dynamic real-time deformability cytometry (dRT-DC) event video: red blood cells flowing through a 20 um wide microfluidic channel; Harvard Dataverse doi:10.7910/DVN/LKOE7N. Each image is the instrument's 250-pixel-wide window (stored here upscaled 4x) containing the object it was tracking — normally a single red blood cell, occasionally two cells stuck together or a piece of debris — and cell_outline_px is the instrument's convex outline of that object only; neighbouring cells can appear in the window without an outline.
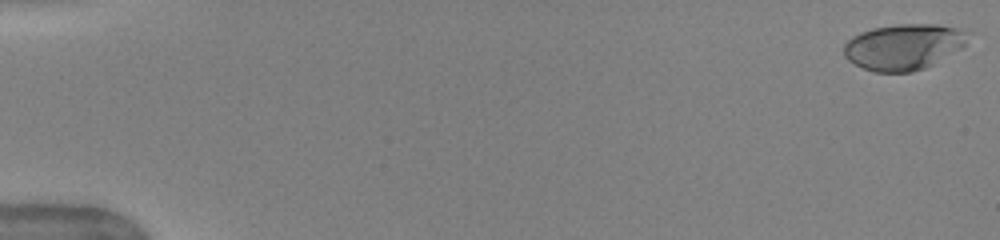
{"species": "human", "species_latin": "Homo sapiens", "temperature_condition": "warm", "stored_images_in_passage": 51, "camera_frame_rate_fps": 3000, "um_per_image_px": 0.085, "donor": {"sex": "female"}, "frame": {"image": 1, "passage_image": 1, "time_ms": 0.0, "image_size_px": [1000, 240], "cell_outline_px": [[964, 44], [960, 48], [924, 68], [912, 72], [876, 72], [864, 68], [848, 60], [844, 56], [844, 44], [852, 36], [860, 32], [872, 28], [900, 24], [936, 24], [956, 28], [960, 32]], "centroid_in_image_um": [76.68, 3.98], "position_along_channel_um": 8.3, "area_um2": 32.25}}
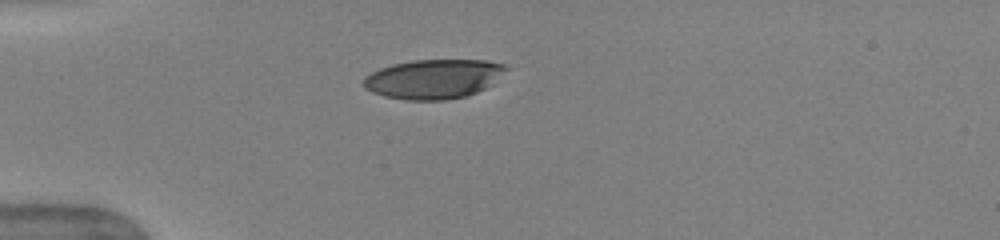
{"frame": {"image": 2, "passage_image": 15, "time_ms": 4.667, "image_size_px": [1000, 240], "cell_outline_px": [[512, 68], [492, 84], [476, 92], [464, 96], [444, 100], [404, 100], [384, 96], [372, 92], [364, 88], [364, 76], [380, 68], [392, 64], [412, 60], [488, 60], [504, 64]], "centroid_in_image_um": [36.88, 6.7], "position_along_channel_um": 48.1, "area_um2": 32.95}}
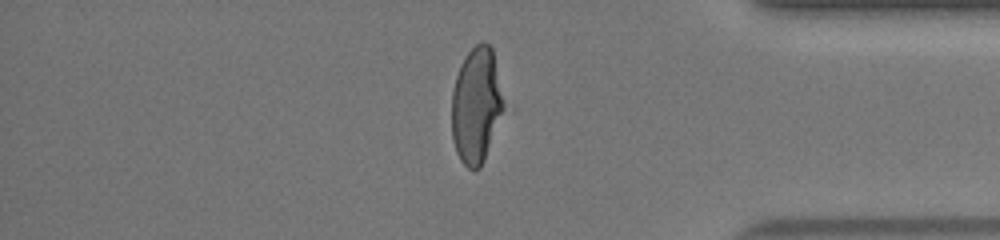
{"frame": {"image": 3, "passage_image": 44, "time_ms": 14.333, "image_size_px": [1000, 240], "cell_outline_px": [[504, 108], [484, 160], [480, 168], [468, 168], [460, 160], [456, 152], [452, 140], [452, 92], [456, 76], [460, 64], [468, 52], [476, 44], [484, 40], [492, 48], [504, 100]], "centroid_in_image_um": [40.47, 8.94], "position_along_channel_um": 394.7, "area_um2": 34.91}, "authors_computed_cell_mechanics": {"area_um2": 35.7204, "velocity_mm_per_s": 4.0018, "shape_relaxation_time_tau1_ms": 4.398, "shape_relaxation_time_tau2_ms": 0.6907, "deformation_change_tau1": 0.2047, "deformation_change_tau2": 0.0692}}